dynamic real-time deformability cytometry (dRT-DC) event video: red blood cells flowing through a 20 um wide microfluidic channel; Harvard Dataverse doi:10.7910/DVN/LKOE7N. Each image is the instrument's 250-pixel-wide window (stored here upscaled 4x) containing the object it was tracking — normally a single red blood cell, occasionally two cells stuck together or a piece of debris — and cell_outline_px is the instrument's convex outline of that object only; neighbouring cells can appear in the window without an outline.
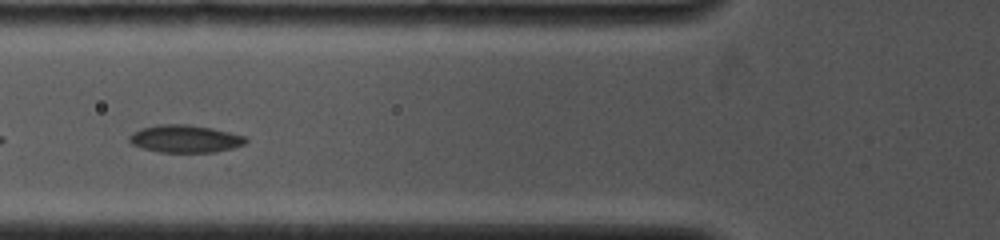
{"species": "common noctule bat (a hibernating species)", "species_latin": "Nyctalus noctula", "temperature_condition": "cold", "stored_images_in_passage": 6, "camera_frame_rate_fps": 4000, "um_per_image_px": 0.085, "animal": {"sex": "female", "body_mass_g": 19.0, "forearm_length_mm": 53.3}, "frame": {"image": 1, "passage_image": 4, "time_ms": 1.25, "image_size_px": [1000, 240], "cell_outline_px": [[248, 140], [244, 144], [232, 148], [216, 152], [160, 152], [144, 148], [132, 144], [128, 140], [128, 136], [132, 132], [140, 128], [156, 124], [188, 124], [212, 128], [248, 136]], "centroid_in_image_um": [15.74, 11.78], "position_along_channel_um": 110.1, "area_um2": 18.9}}
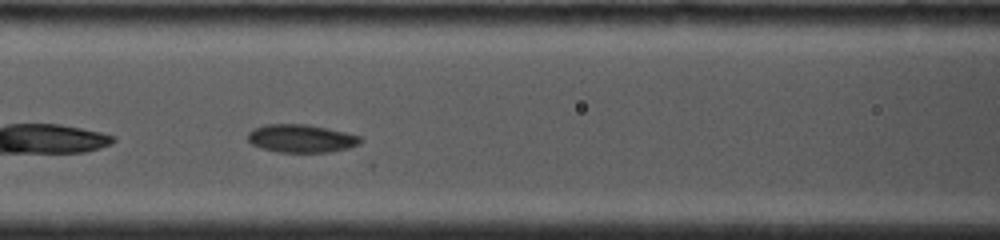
{"frame": {"image": 2, "passage_image": 6, "time_ms": 2.0, "image_size_px": [1000, 240], "cell_outline_px": [[364, 140], [360, 144], [348, 148], [328, 152], [280, 152], [260, 148], [252, 144], [248, 140], [248, 132], [252, 128], [264, 124], [308, 124], [328, 128], [360, 136]], "centroid_in_image_um": [25.59, 11.76], "position_along_channel_um": 141.0, "area_um2": 18.55}}